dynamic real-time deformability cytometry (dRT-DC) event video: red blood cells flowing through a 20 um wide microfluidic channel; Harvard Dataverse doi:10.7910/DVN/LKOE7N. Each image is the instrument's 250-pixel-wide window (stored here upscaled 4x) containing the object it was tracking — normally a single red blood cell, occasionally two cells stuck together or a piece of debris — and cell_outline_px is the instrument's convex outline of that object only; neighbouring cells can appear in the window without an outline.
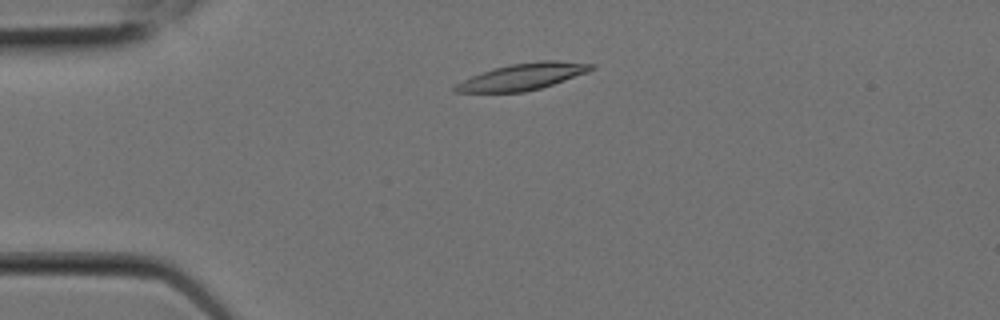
{"species": "Egyptian fruit bat (a non-hibernating species)", "species_latin": "Rousettus aegyptiacus", "temperature_condition": "room temperature", "stored_images_in_passage": 2, "camera_frame_rate_fps": 3000, "um_per_image_px": 0.085, "animal": {"sex": "female"}, "frame": {"image": 1, "passage_image": 1, "time_ms": 0.0, "image_size_px": [1000, 320], "cell_outline_px": [[596, 68], [588, 72], [540, 88], [524, 92], [452, 92], [452, 88], [456, 84], [472, 76], [496, 68], [512, 64], [540, 60], [556, 60], [596, 64]], "centroid_in_image_um": [44.47, 6.51], "position_along_channel_um": 40.5, "area_um2": 20.81}}